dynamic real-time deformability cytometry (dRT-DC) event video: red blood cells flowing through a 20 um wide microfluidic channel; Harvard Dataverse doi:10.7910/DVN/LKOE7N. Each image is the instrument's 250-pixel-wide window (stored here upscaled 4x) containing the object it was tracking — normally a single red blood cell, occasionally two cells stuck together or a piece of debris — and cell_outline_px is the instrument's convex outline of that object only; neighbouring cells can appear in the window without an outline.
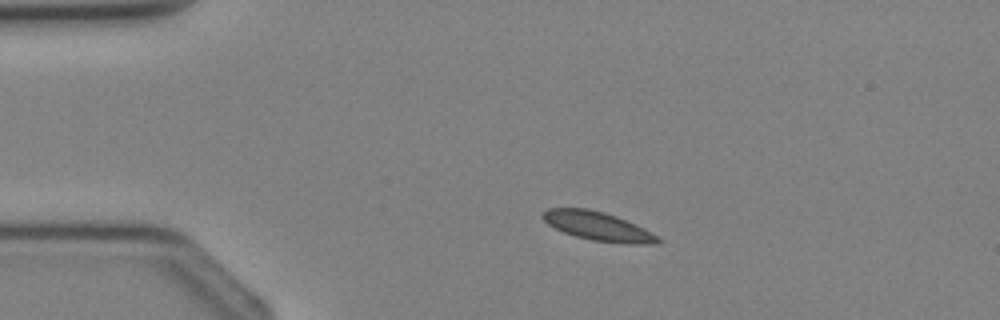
{"species": "Egyptian fruit bat (a non-hibernating species)", "species_latin": "Rousettus aegyptiacus", "temperature_condition": "cold", "stored_images_in_passage": 3, "camera_frame_rate_fps": 3000, "um_per_image_px": 0.085, "animal": {"sex": "female"}, "frame": {"image": 1, "passage_image": 1, "time_ms": 0.0, "image_size_px": [1000, 320], "cell_outline_px": [[664, 240], [660, 244], [628, 244], [592, 240], [576, 236], [564, 232], [548, 224], [540, 216], [548, 208], [588, 208], [604, 212], [616, 216], [644, 228]], "centroid_in_image_um": [50.86, 19.23], "position_along_channel_um": 34.1, "area_um2": 19.31}}
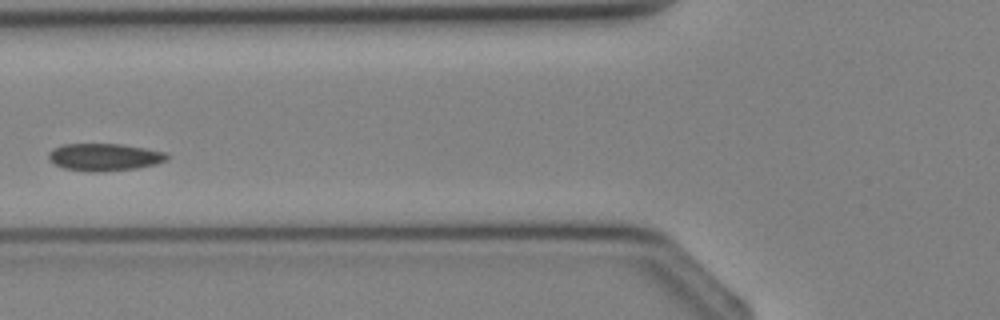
{"frame": {"image": 2, "passage_image": 3, "time_ms": 2.333, "image_size_px": [1000, 320], "cell_outline_px": [[172, 156], [168, 160], [156, 164], [136, 168], [96, 172], [92, 172], [64, 168], [48, 160], [48, 152], [52, 148], [64, 144], [120, 144], [168, 152]], "centroid_in_image_um": [8.91, 13.35], "position_along_channel_um": 116.9, "area_um2": 19.02}}